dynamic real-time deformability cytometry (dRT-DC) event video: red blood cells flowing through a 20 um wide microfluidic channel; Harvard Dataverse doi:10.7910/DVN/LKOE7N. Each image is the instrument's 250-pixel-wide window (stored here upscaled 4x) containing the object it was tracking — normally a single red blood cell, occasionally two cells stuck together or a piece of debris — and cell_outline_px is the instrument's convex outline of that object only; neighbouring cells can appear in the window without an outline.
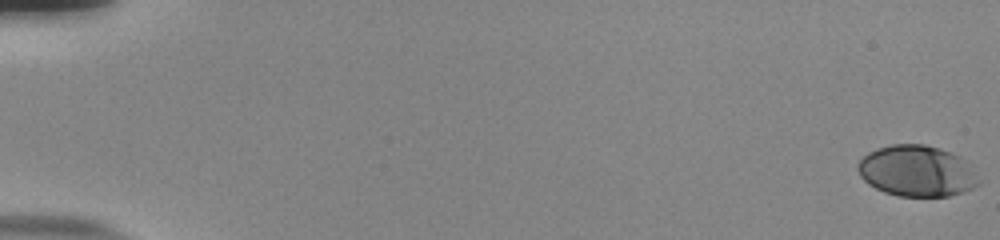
{"species": "human", "species_latin": "Homo sapiens", "temperature_condition": "room temperature", "stored_images_in_passage": 13, "camera_frame_rate_fps": 3000, "um_per_image_px": 0.085, "donor": {"sex": "male"}, "frame": {"image": 1, "passage_image": 1, "time_ms": 0.0, "image_size_px": [1000, 240], "cell_outline_px": [[980, 184], [964, 192], [948, 196], [900, 196], [884, 192], [868, 184], [860, 176], [856, 168], [856, 164], [868, 152], [876, 148], [892, 144], [924, 144], [940, 148], [960, 156], [972, 172]], "centroid_in_image_um": [77.86, 14.53], "position_along_channel_um": 7.1, "area_um2": 35.78}}